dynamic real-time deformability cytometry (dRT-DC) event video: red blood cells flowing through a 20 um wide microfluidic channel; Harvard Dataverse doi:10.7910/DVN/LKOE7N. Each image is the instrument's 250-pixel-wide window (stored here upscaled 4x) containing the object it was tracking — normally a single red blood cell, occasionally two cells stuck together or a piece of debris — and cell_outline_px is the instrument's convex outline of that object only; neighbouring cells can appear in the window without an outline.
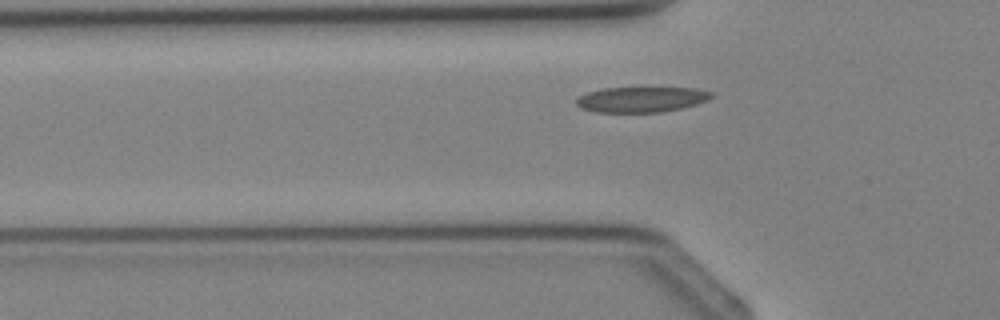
{"species": "Egyptian fruit bat (a non-hibernating species)", "species_latin": "Rousettus aegyptiacus", "temperature_condition": "cold", "stored_images_in_passage": 3, "camera_frame_rate_fps": 3000, "um_per_image_px": 0.085, "animal": {"sex": "female"}, "frame": {"image": 1, "passage_image": 3, "time_ms": 2.333, "image_size_px": [1000, 320], "cell_outline_px": [[712, 96], [708, 100], [696, 104], [680, 108], [660, 112], [596, 112], [584, 108], [576, 104], [576, 100], [580, 96], [588, 92], [604, 88], [696, 88], [712, 92]], "centroid_in_image_um": [54.53, 8.45], "position_along_channel_um": 71.3, "area_um2": 19.71}}